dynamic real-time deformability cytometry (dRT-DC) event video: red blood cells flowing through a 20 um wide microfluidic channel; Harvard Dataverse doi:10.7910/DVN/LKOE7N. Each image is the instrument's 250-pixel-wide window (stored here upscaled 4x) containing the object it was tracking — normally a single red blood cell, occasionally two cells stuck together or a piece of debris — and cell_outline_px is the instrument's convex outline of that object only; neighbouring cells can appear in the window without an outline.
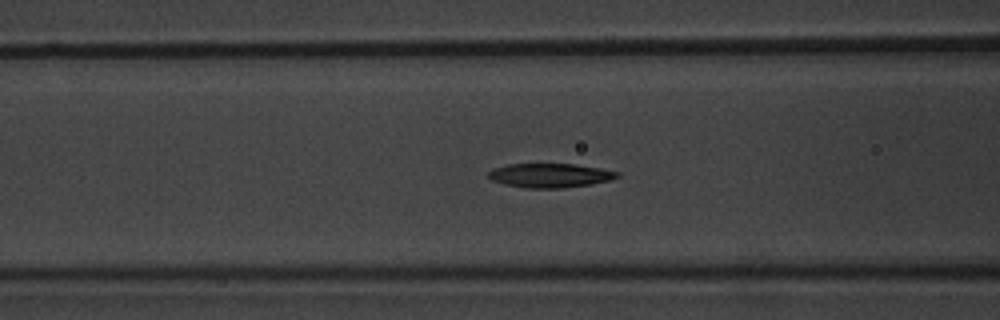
{"species": "common noctule bat (a hibernating species)", "species_latin": "Nyctalus noctula", "temperature_condition": "warm", "stored_images_in_passage": 42, "camera_frame_rate_fps": 3000, "um_per_image_px": 0.085, "animal": {"sex": "male", "body_mass_g": 20.1, "forearm_length_mm": 53.5}, "frame": {"image": 1, "passage_image": 10, "time_ms": 3.0, "image_size_px": [1000, 320], "cell_outline_px": [[620, 176], [608, 180], [592, 184], [564, 188], [524, 188], [504, 184], [492, 180], [488, 176], [488, 172], [492, 168], [508, 164], [576, 164], [600, 168], [620, 172]], "centroid_in_image_um": [46.74, 14.91], "position_along_channel_um": 119.9, "area_um2": 18.21}}
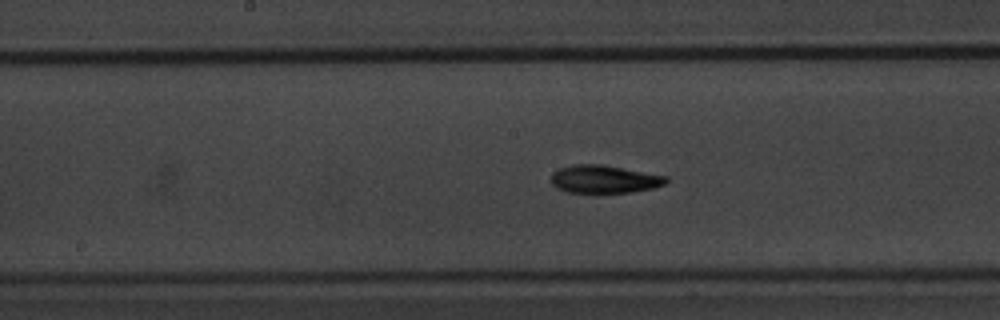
{"frame": {"image": 2, "passage_image": 16, "time_ms": 5.0, "image_size_px": [1000, 320], "cell_outline_px": [[668, 180], [664, 184], [652, 188], [632, 192], [596, 196], [568, 192], [556, 188], [552, 184], [552, 172], [560, 168], [572, 164], [600, 164], [668, 176]], "centroid_in_image_um": [51.32, 15.28], "position_along_channel_um": 196.9, "area_um2": 19.48}}
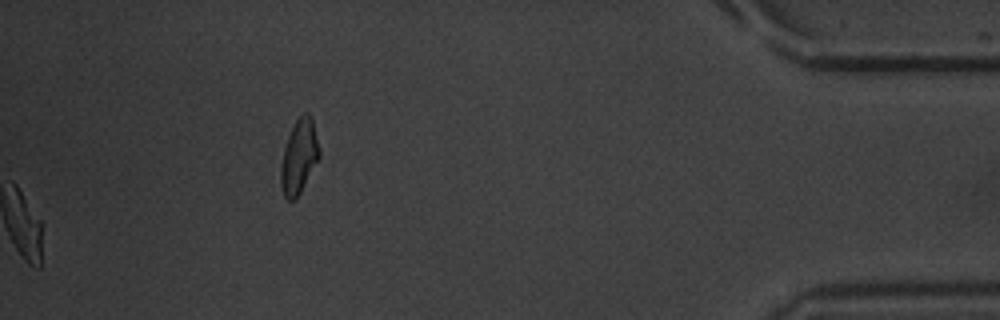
{"frame": {"image": 3, "passage_image": 42, "time_ms": 13.667, "image_size_px": [1000, 320], "cell_outline_px": [[320, 156], [296, 200], [288, 200], [284, 196], [280, 184], [280, 168], [284, 148], [288, 136], [296, 120], [304, 112], [308, 112], [312, 116], [320, 148]], "centroid_in_image_um": [25.42, 13.3], "position_along_channel_um": 409.8, "area_um2": 16.7}, "authors_computed_cell_mechanics": {"area_um2": 18.207, "velocity_mm_per_s": 3.8459, "shape_relaxation_time_tau1_ms": 3.9015, "shape_relaxation_time_tau2_ms": 4.2612, "deformation_change_tau1": 0.1511, "deformation_change_tau2": 0.1124}}